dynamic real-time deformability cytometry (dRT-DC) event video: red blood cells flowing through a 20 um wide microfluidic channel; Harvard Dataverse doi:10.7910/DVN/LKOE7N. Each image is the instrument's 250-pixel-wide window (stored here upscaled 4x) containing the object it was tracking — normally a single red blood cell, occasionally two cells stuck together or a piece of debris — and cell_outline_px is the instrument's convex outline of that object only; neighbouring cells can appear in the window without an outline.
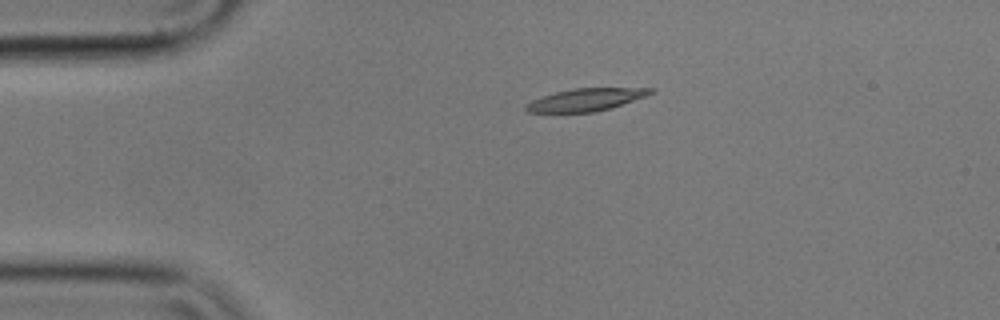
{"species": "common noctule bat (a hibernating species)", "species_latin": "Nyctalus noctula", "temperature_condition": "cold", "stored_images_in_passage": 7, "camera_frame_rate_fps": 3000, "um_per_image_px": 0.085, "animal": {"sex": "male", "body_mass_g": 17.9}, "frame": {"image": 1, "passage_image": 2, "time_ms": 0.333, "image_size_px": [1000, 320], "cell_outline_px": [[656, 92], [612, 108], [592, 112], [528, 112], [524, 108], [532, 100], [556, 92], [572, 88], [656, 88]], "centroid_in_image_um": [49.85, 8.47], "position_along_channel_um": 35.1, "area_um2": 16.18}}
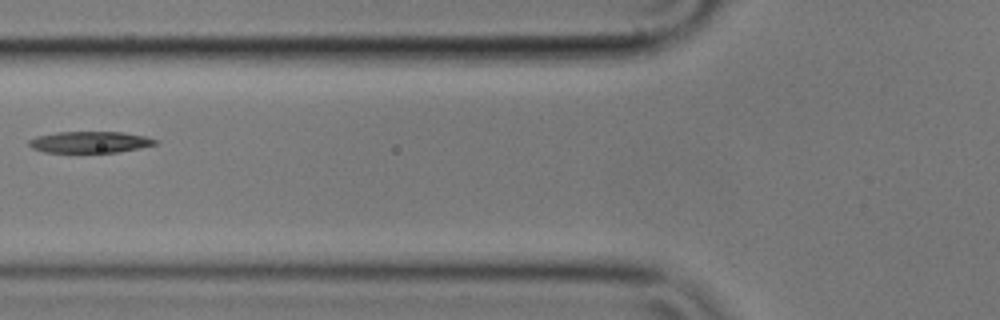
{"frame": {"image": 2, "passage_image": 5, "time_ms": 1.333, "image_size_px": [1000, 320], "cell_outline_px": [[160, 140], [156, 144], [140, 148], [116, 152], [44, 152], [32, 148], [28, 144], [28, 140], [36, 136], [56, 132], [124, 132], [144, 136]], "centroid_in_image_um": [7.64, 12.07], "position_along_channel_um": 118.2, "area_um2": 15.78}}
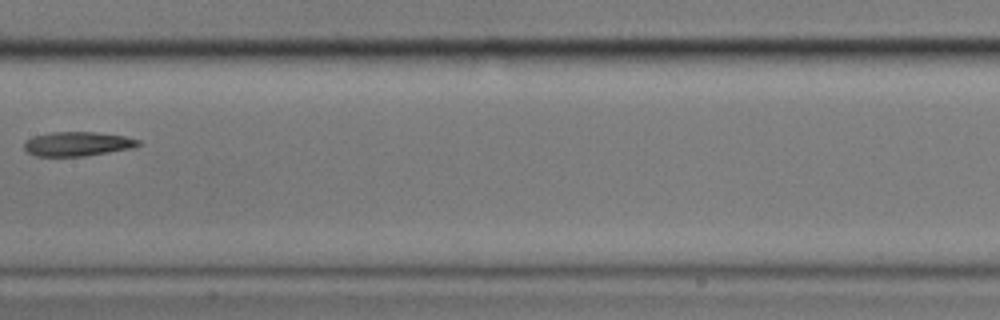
{"frame": {"image": 3, "passage_image": 7, "time_ms": 2.0, "image_size_px": [1000, 320], "cell_outline_px": [[140, 144], [136, 148], [84, 156], [36, 156], [28, 152], [24, 148], [24, 144], [32, 136], [52, 132], [96, 132], [124, 136], [140, 140]], "centroid_in_image_um": [6.62, 12.23], "position_along_channel_um": 200.8, "area_um2": 16.18}}